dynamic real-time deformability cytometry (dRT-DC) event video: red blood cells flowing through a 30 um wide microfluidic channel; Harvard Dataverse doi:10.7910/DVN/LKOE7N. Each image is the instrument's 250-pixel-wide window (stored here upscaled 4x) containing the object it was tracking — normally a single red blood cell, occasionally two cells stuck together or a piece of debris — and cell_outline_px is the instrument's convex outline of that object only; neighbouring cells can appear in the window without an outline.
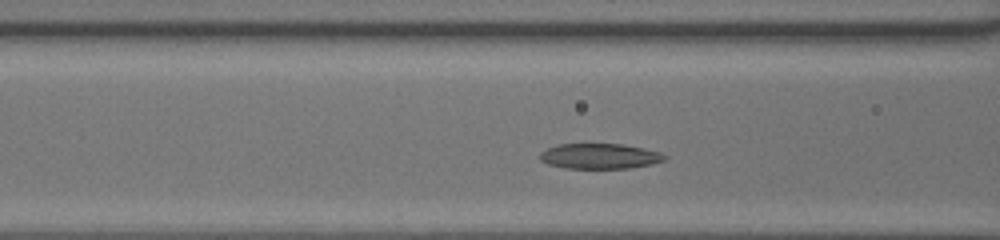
{"species": "common noctule bat (a hibernating species)", "species_latin": "Nyctalus noctula", "temperature_condition": "room temperature", "stored_images_in_passage": 29, "camera_frame_rate_fps": 3000, "um_per_image_px": 0.085, "animal": {"sex": "female", "body_mass_g": 20.0, "forearm_length_mm": 54.0}, "frame": {"image": 1, "passage_image": 8, "time_ms": 2.333, "image_size_px": [1000, 240], "cell_outline_px": [[668, 156], [664, 160], [652, 164], [628, 168], [568, 168], [548, 164], [540, 160], [540, 152], [556, 144], [624, 144], [644, 148], [660, 152]], "centroid_in_image_um": [50.99, 13.26], "position_along_channel_um": 115.6, "area_um2": 18.38}}
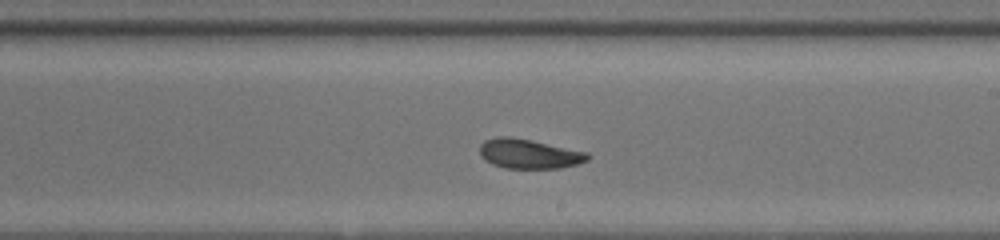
{"frame": {"image": 2, "passage_image": 17, "time_ms": 5.333, "image_size_px": [1000, 240], "cell_outline_px": [[592, 156], [588, 160], [576, 164], [560, 168], [504, 168], [492, 164], [484, 160], [480, 156], [480, 144], [484, 140], [496, 136], [512, 136], [532, 140], [588, 152]], "centroid_in_image_um": [44.95, 13.06], "position_along_channel_um": 244.1, "area_um2": 18.84}}
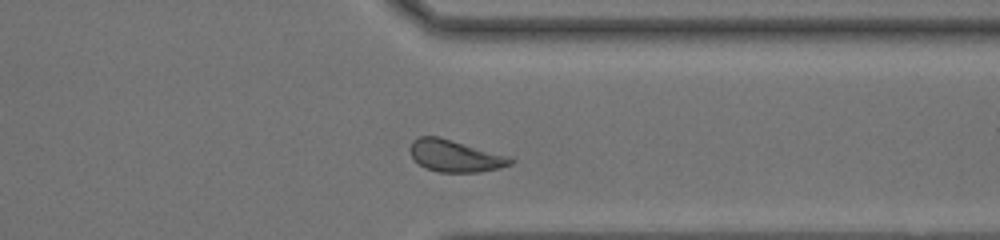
{"frame": {"image": 3, "passage_image": 26, "time_ms": 8.333, "image_size_px": [1000, 240], "cell_outline_px": [[516, 160], [512, 164], [500, 168], [480, 172], [440, 172], [424, 168], [412, 156], [408, 148], [412, 140], [420, 136], [440, 136], [512, 156]], "centroid_in_image_um": [38.73, 13.24], "position_along_channel_um": 372.7, "area_um2": 19.13}, "authors_computed_cell_mechanics": {"area_um2": 18.8428, "velocity_mm_per_s": 4.2915, "shape_relaxation_time_tau1_ms": 2.7238, "shape_relaxation_time_tau2_ms": 2.0747, "deformation_change_tau1": 0.1061, "deformation_change_tau2": 0.0843}}